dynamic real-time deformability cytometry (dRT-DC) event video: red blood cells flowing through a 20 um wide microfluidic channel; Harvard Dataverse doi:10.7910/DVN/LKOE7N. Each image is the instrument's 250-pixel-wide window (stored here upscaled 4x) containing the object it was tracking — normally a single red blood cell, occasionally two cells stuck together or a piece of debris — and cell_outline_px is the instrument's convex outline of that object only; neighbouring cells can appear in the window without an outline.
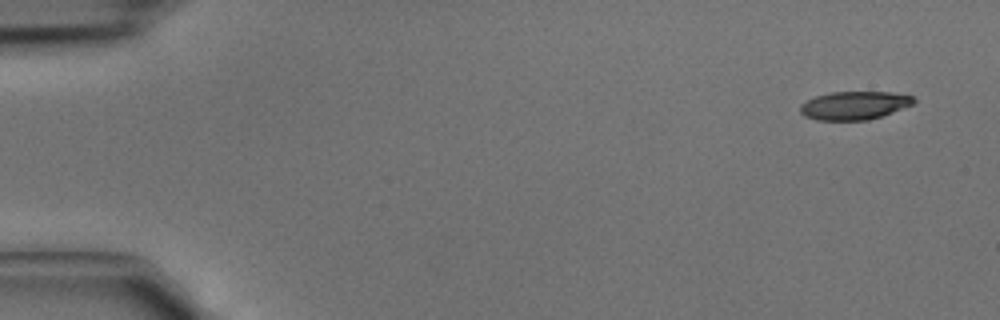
{"species": "common noctule bat (a hibernating species)", "species_latin": "Nyctalus noctula", "temperature_condition": "cold", "stored_images_in_passage": 5, "segment_of_instrument_passage": [2, 2], "camera_frame_rate_fps": 3000, "um_per_image_px": 0.085, "animal": {"sex": "male", "body_mass_g": 15.6}, "frame": {"image": 1, "passage_image": 5, "time_ms": 1.333, "image_size_px": [1000, 320], "cell_outline_px": [[916, 100], [912, 104], [892, 112], [868, 120], [816, 120], [804, 116], [800, 112], [800, 104], [816, 96], [828, 92], [892, 92], [912, 96]], "centroid_in_image_um": [72.58, 8.96], "position_along_channel_um": 12.4, "area_um2": 18.61}}